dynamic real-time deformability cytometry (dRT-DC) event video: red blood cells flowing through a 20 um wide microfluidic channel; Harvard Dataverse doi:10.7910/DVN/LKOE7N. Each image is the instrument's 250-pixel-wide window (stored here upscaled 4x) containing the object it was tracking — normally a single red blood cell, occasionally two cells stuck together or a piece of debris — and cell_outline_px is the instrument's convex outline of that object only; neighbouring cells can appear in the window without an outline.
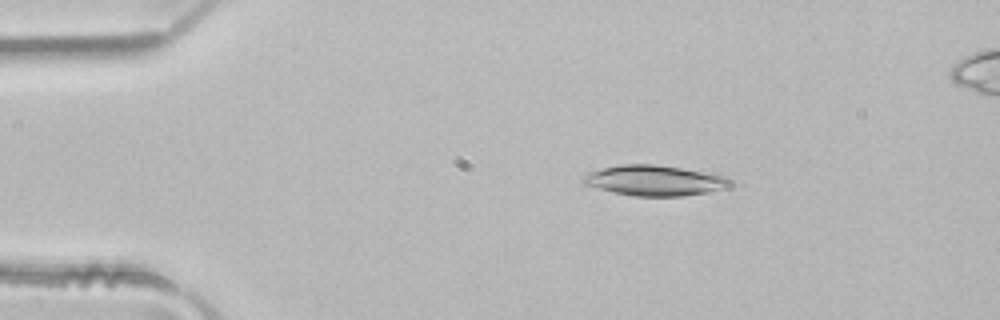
{"species": "common noctule bat (a hibernating species)", "species_latin": "Nyctalus noctula", "temperature_condition": "room temperature", "stored_images_in_passage": 5, "camera_frame_rate_fps": 3000, "um_per_image_px": 0.085, "animal": {"sex": "male", "body_mass_g": 21.5, "forearm_length_mm": 52.0}, "frame": {"image": 1, "passage_image": 3, "time_ms": 0.667, "image_size_px": [1000, 320], "cell_outline_px": [[732, 184], [708, 192], [684, 196], [632, 196], [612, 192], [584, 184], [580, 180], [580, 176], [604, 168], [620, 164], [656, 164], [728, 176], [732, 180]], "centroid_in_image_um": [55.61, 15.34], "position_along_channel_um": 29.4, "area_um2": 25.95}}